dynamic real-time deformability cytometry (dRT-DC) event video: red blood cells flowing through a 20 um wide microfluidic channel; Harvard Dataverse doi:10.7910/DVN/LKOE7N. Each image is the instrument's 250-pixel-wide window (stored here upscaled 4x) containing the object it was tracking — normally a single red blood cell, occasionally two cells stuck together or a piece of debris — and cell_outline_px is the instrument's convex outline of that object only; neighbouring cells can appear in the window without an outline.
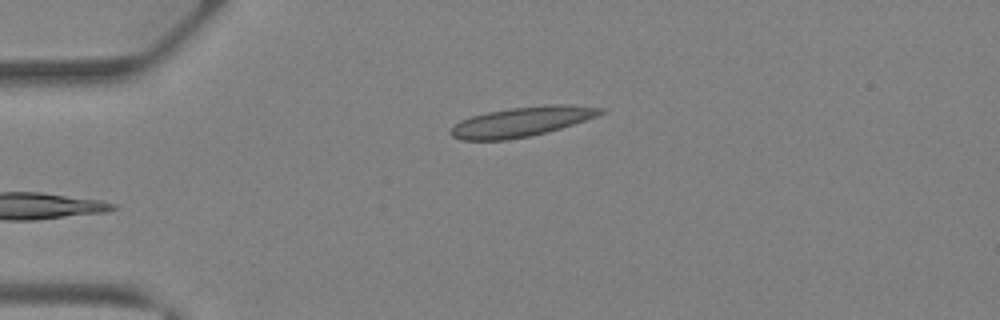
{"species": "Egyptian fruit bat (a non-hibernating species)", "species_latin": "Rousettus aegyptiacus", "temperature_condition": "warm", "stored_images_in_passage": 26, "camera_frame_rate_fps": 3000, "um_per_image_px": 0.085, "animal": {"sex": "female"}, "frame": {"image": 1, "passage_image": 1, "time_ms": 0.0, "image_size_px": [1000, 320], "cell_outline_px": [[608, 112], [560, 128], [528, 136], [508, 140], [460, 140], [452, 136], [448, 132], [460, 120], [472, 116], [488, 112], [512, 108], [544, 104], [568, 104], [608, 108]], "centroid_in_image_um": [44.38, 10.33], "position_along_channel_um": 40.6, "area_um2": 25.89}}
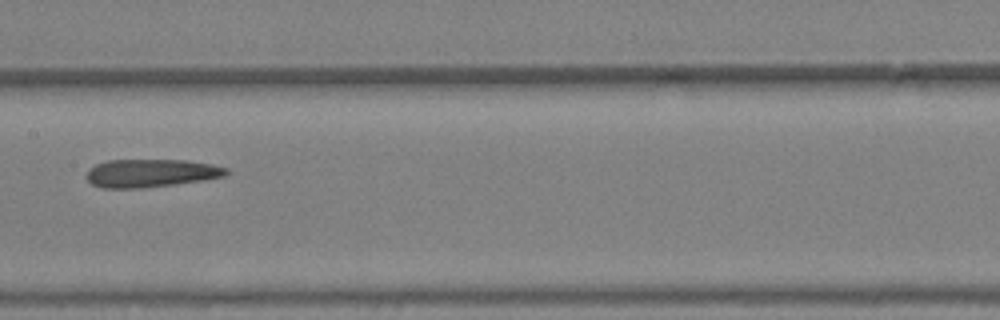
{"frame": {"image": 2, "passage_image": 12, "time_ms": 3.667, "image_size_px": [1000, 320], "cell_outline_px": [[228, 172], [224, 176], [204, 180], [176, 184], [144, 188], [104, 188], [92, 184], [84, 176], [88, 168], [96, 164], [108, 160], [188, 160], [212, 164], [228, 168]], "centroid_in_image_um": [12.8, 14.71], "position_along_channel_um": 194.6, "area_um2": 23.06}}
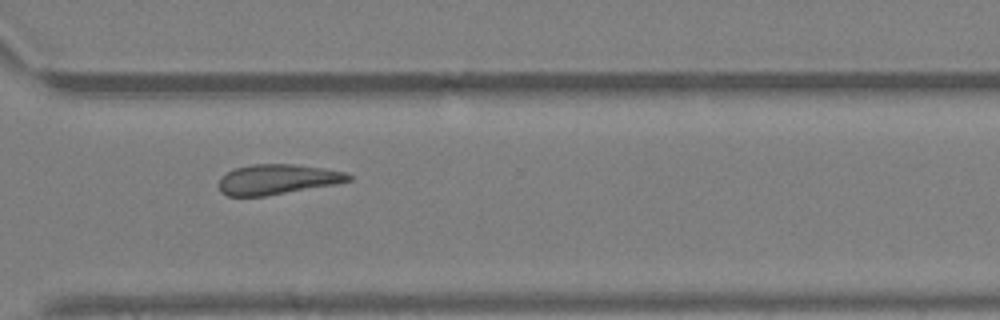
{"frame": {"image": 3, "passage_image": 21, "time_ms": 6.667, "image_size_px": [1000, 320], "cell_outline_px": [[352, 180], [336, 184], [264, 196], [228, 196], [220, 192], [220, 180], [228, 172], [236, 168], [252, 164], [296, 164], [344, 172], [352, 176]], "centroid_in_image_um": [23.59, 15.25], "position_along_channel_um": 347.0, "area_um2": 22.43}}